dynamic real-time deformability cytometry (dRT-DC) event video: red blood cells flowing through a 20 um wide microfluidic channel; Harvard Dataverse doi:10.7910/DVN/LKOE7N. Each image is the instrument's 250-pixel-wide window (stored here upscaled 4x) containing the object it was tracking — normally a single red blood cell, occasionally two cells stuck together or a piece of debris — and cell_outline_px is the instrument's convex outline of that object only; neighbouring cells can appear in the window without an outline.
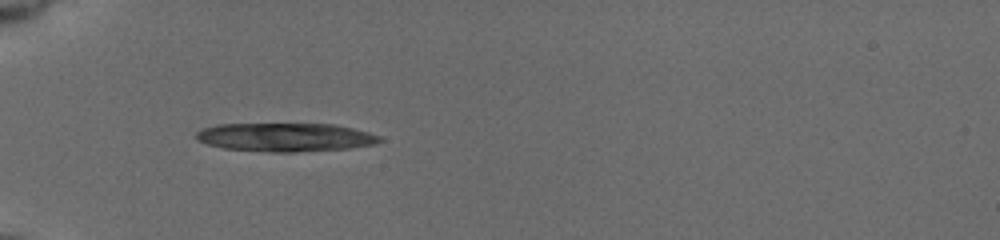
{"species": "common noctule bat (a hibernating species)", "species_latin": "Nyctalus noctula", "temperature_condition": "cold", "stored_images_in_passage": 37, "camera_frame_rate_fps": 3000, "um_per_image_px": 0.085, "animal": {"sex": "female", "body_mass_g": 19.5, "forearm_length_mm": 54.1}, "frame": {"image": 1, "passage_image": 1, "time_ms": 0.0, "image_size_px": [1000, 240], "cell_outline_px": [[384, 140], [372, 144], [348, 148], [292, 152], [272, 152], [224, 148], [208, 144], [200, 140], [196, 136], [196, 132], [204, 128], [220, 124], [332, 124], [352, 128], [368, 132], [380, 136]], "centroid_in_image_um": [24.27, 11.66], "position_along_channel_um": 60.7, "area_um2": 30.11}}